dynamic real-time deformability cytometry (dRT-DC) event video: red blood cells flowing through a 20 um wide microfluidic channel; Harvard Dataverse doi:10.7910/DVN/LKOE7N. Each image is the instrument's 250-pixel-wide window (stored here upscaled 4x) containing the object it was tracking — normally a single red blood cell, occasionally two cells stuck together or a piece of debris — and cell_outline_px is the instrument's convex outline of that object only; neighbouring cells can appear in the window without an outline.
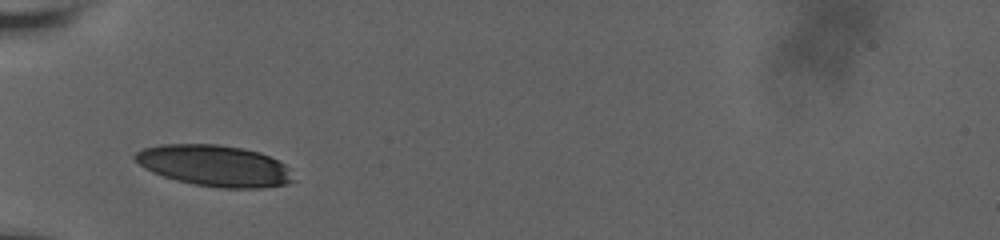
{"species": "human", "species_latin": "Homo sapiens", "temperature_condition": "room temperature", "stored_images_in_passage": 8, "camera_frame_rate_fps": 3000, "um_per_image_px": 0.085, "donor": {"sex": "male"}, "frame": {"image": 1, "passage_image": 1, "time_ms": 0.0, "image_size_px": [1000, 240], "cell_outline_px": [[296, 180], [288, 184], [260, 188], [220, 188], [192, 184], [176, 180], [152, 172], [144, 168], [132, 156], [136, 152], [144, 148], [160, 144], [216, 144], [244, 148], [260, 152], [280, 160], [288, 168]], "centroid_in_image_um": [18.26, 14.08], "position_along_channel_um": 66.7, "area_um2": 38.32}}
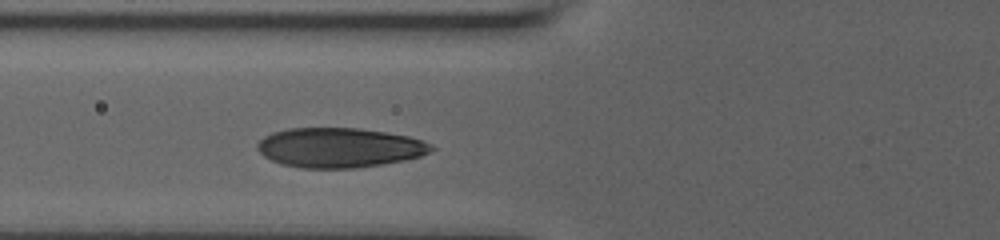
{"frame": {"image": 2, "passage_image": 7, "time_ms": 1.0, "image_size_px": [1000, 240], "cell_outline_px": [[436, 148], [420, 156], [404, 160], [356, 168], [300, 168], [280, 164], [264, 156], [256, 148], [256, 144], [264, 136], [272, 132], [288, 128], [356, 128], [384, 132], [408, 136], [420, 140]], "centroid_in_image_um": [28.78, 12.55], "position_along_channel_um": 97.0, "area_um2": 40.06}}